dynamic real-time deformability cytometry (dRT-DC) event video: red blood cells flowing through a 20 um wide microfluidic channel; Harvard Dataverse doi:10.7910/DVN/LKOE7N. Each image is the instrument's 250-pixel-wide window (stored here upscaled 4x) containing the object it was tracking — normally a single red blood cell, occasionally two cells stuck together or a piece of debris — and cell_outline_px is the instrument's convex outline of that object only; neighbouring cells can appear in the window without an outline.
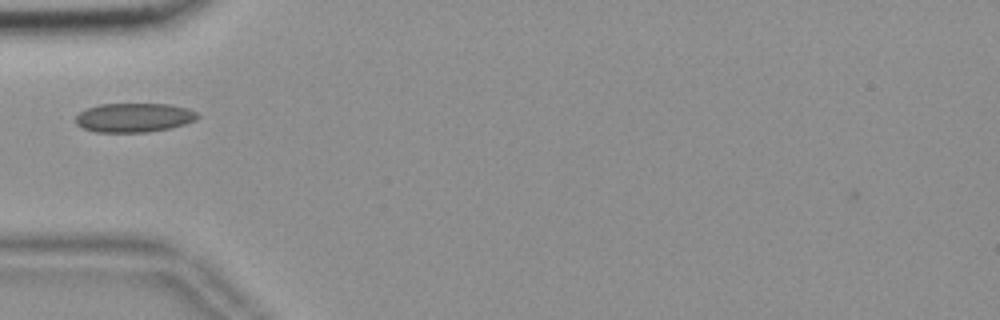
{"species": "common noctule bat (a hibernating species)", "species_latin": "Nyctalus noctula", "temperature_condition": "room temperature", "stored_images_in_passage": 40, "camera_frame_rate_fps": 3000, "um_per_image_px": 0.085, "animal": {"sex": "female", "body_mass_g": 18.4}, "frame": {"image": 1, "passage_image": 7, "time_ms": 2.0, "image_size_px": [1000, 320], "cell_outline_px": [[200, 116], [196, 120], [184, 124], [168, 128], [148, 132], [96, 132], [84, 128], [76, 124], [76, 116], [80, 112], [88, 108], [100, 104], [168, 104], [188, 108], [196, 112]], "centroid_in_image_um": [11.4, 9.99], "position_along_channel_um": 73.6, "area_um2": 20.58}}
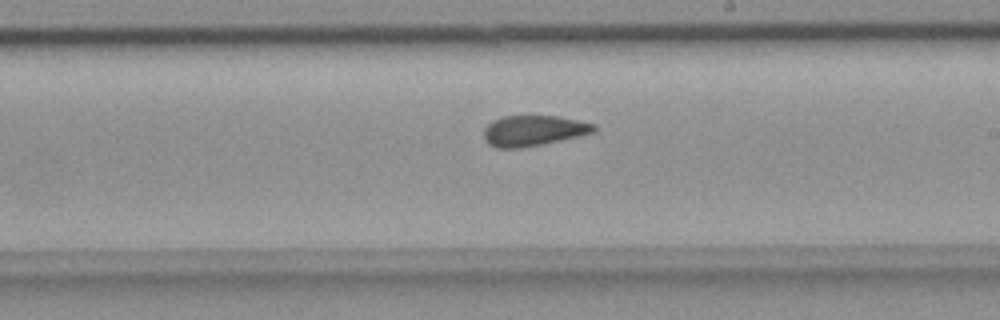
{"frame": {"image": 2, "passage_image": 21, "time_ms": 6.667, "image_size_px": [1000, 320], "cell_outline_px": [[596, 132], [580, 136], [544, 144], [520, 148], [496, 148], [488, 144], [484, 140], [484, 128], [492, 120], [504, 116], [560, 116], [596, 124]], "centroid_in_image_um": [45.35, 11.11], "position_along_channel_um": 243.6, "area_um2": 19.88}}
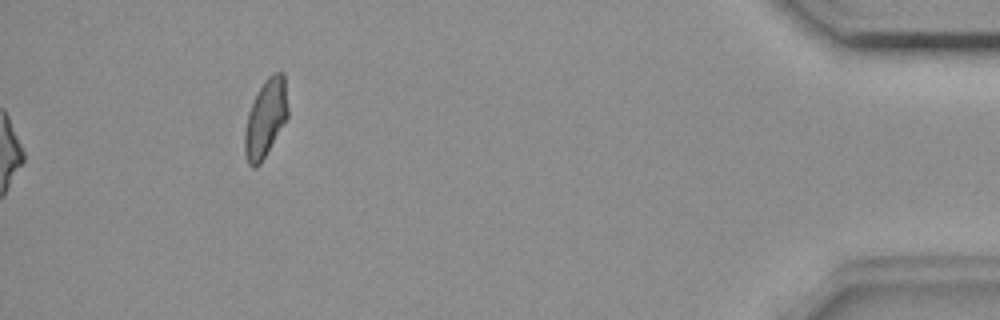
{"frame": {"image": 3, "passage_image": 40, "time_ms": 13.0, "image_size_px": [1000, 320], "cell_outline_px": [[288, 116], [260, 164], [256, 168], [252, 168], [248, 164], [244, 156], [244, 132], [248, 112], [260, 88], [268, 76], [272, 72], [284, 72], [288, 108]], "centroid_in_image_um": [22.56, 10.07], "position_along_channel_um": 412.6, "area_um2": 19.48}, "authors_computed_cell_mechanics": {"area_um2": 19.7965, "velocity_mm_per_s": 3.6473, "shape_relaxation_time_tau1_ms": null, "shape_relaxation_time_tau2_ms": 2.3313, "deformation_change_tau1": null, "deformation_change_tau2": 0.0717}}